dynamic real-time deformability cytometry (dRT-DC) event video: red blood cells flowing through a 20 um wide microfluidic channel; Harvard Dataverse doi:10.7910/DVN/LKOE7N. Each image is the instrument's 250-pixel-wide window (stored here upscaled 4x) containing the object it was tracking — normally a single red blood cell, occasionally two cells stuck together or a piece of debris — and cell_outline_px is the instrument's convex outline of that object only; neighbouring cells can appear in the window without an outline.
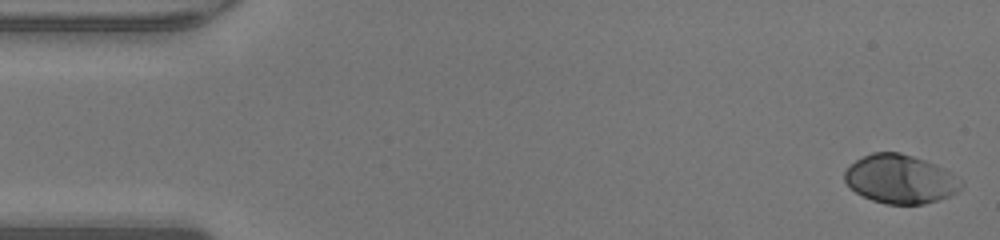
{"species": "human", "species_latin": "Homo sapiens", "temperature_condition": "warm", "stored_images_in_passage": 47, "camera_frame_rate_fps": 3000, "um_per_image_px": 0.085, "donor": {"sex": "male"}, "frame": {"image": 1, "passage_image": 1, "time_ms": 0.0, "image_size_px": [1000, 240], "cell_outline_px": [[964, 184], [956, 192], [948, 196], [924, 204], [884, 204], [872, 200], [856, 192], [844, 180], [844, 172], [856, 160], [872, 152], [900, 152], [936, 164], [944, 168], [960, 180]], "centroid_in_image_um": [76.52, 15.22], "position_along_channel_um": 8.5, "area_um2": 32.77}}
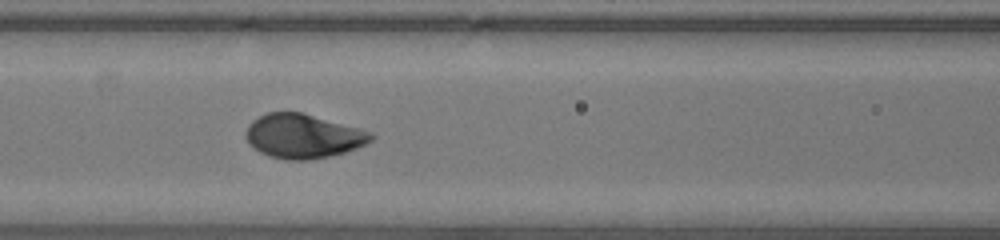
{"frame": {"image": 2, "passage_image": 20, "time_ms": 6.333, "image_size_px": [1000, 240], "cell_outline_px": [[376, 136], [372, 140], [356, 148], [344, 152], [328, 156], [308, 160], [284, 160], [268, 156], [260, 152], [248, 144], [244, 136], [244, 132], [248, 124], [252, 120], [268, 112], [304, 112], [372, 132]], "centroid_in_image_um": [25.72, 11.57], "position_along_channel_um": 140.9, "area_um2": 32.48}}
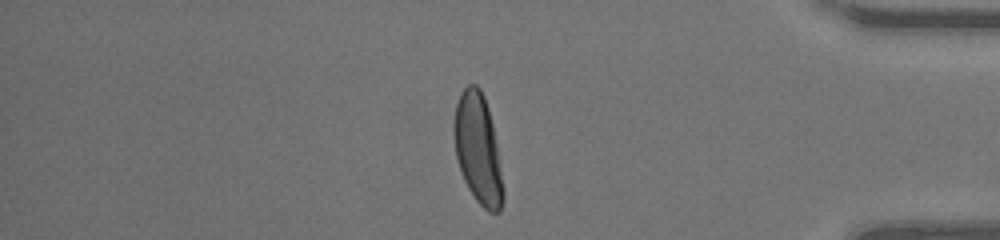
{"frame": {"image": 3, "passage_image": 40, "time_ms": 13.0, "image_size_px": [1000, 240], "cell_outline_px": [[504, 200], [500, 212], [488, 212], [476, 200], [468, 188], [464, 180], [456, 156], [452, 132], [456, 104], [460, 92], [468, 84], [476, 84], [480, 88], [484, 96], [488, 108], [492, 124], [496, 144], [504, 192]], "centroid_in_image_um": [40.61, 12.65], "position_along_channel_um": 394.6, "area_um2": 31.39}, "authors_computed_cell_mechanics": {"area_um2": 32.4836, "velocity_mm_per_s": 4.3099, "shape_relaxation_time_tau1_ms": 2.2148, "shape_relaxation_time_tau2_ms": null, "deformation_change_tau1": 0.1623, "deformation_change_tau2": null}}